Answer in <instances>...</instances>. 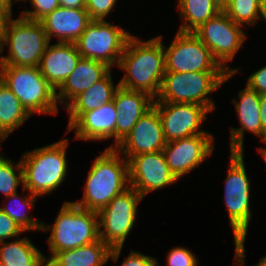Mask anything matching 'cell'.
I'll use <instances>...</instances> for the list:
<instances>
[{"label": "cell", "mask_w": 266, "mask_h": 266, "mask_svg": "<svg viewBox=\"0 0 266 266\" xmlns=\"http://www.w3.org/2000/svg\"><path fill=\"white\" fill-rule=\"evenodd\" d=\"M6 16L7 15L0 9V25H3Z\"/></svg>", "instance_id": "b9f144b4"}, {"label": "cell", "mask_w": 266, "mask_h": 266, "mask_svg": "<svg viewBox=\"0 0 266 266\" xmlns=\"http://www.w3.org/2000/svg\"><path fill=\"white\" fill-rule=\"evenodd\" d=\"M154 98L146 92L128 90L118 87L113 96V102L118 111L115 127L116 147L127 136L137 121L153 107Z\"/></svg>", "instance_id": "e0dca14e"}, {"label": "cell", "mask_w": 266, "mask_h": 266, "mask_svg": "<svg viewBox=\"0 0 266 266\" xmlns=\"http://www.w3.org/2000/svg\"><path fill=\"white\" fill-rule=\"evenodd\" d=\"M123 247L110 248L101 239L75 249L56 252L47 266H104L109 259L117 262Z\"/></svg>", "instance_id": "603a6c76"}, {"label": "cell", "mask_w": 266, "mask_h": 266, "mask_svg": "<svg viewBox=\"0 0 266 266\" xmlns=\"http://www.w3.org/2000/svg\"><path fill=\"white\" fill-rule=\"evenodd\" d=\"M33 11L23 10L20 14L22 17L40 21L45 16L53 12L55 9L60 7L59 0H29Z\"/></svg>", "instance_id": "4dcf8cb0"}, {"label": "cell", "mask_w": 266, "mask_h": 266, "mask_svg": "<svg viewBox=\"0 0 266 266\" xmlns=\"http://www.w3.org/2000/svg\"><path fill=\"white\" fill-rule=\"evenodd\" d=\"M45 258L27 236L0 242V266H47Z\"/></svg>", "instance_id": "d4e9b609"}, {"label": "cell", "mask_w": 266, "mask_h": 266, "mask_svg": "<svg viewBox=\"0 0 266 266\" xmlns=\"http://www.w3.org/2000/svg\"><path fill=\"white\" fill-rule=\"evenodd\" d=\"M51 232L47 238L50 255L75 249L98 241V215L95 211L83 209L73 202L65 201L53 224L42 223V230Z\"/></svg>", "instance_id": "8992f818"}, {"label": "cell", "mask_w": 266, "mask_h": 266, "mask_svg": "<svg viewBox=\"0 0 266 266\" xmlns=\"http://www.w3.org/2000/svg\"><path fill=\"white\" fill-rule=\"evenodd\" d=\"M0 79L33 114H57L56 90L41 74L39 67L0 65Z\"/></svg>", "instance_id": "ba28073f"}, {"label": "cell", "mask_w": 266, "mask_h": 266, "mask_svg": "<svg viewBox=\"0 0 266 266\" xmlns=\"http://www.w3.org/2000/svg\"><path fill=\"white\" fill-rule=\"evenodd\" d=\"M222 5L227 1V0H218Z\"/></svg>", "instance_id": "7dc6e473"}, {"label": "cell", "mask_w": 266, "mask_h": 266, "mask_svg": "<svg viewBox=\"0 0 266 266\" xmlns=\"http://www.w3.org/2000/svg\"><path fill=\"white\" fill-rule=\"evenodd\" d=\"M257 150L260 152V154L263 156L265 162H266V148L259 147Z\"/></svg>", "instance_id": "60d3db41"}, {"label": "cell", "mask_w": 266, "mask_h": 266, "mask_svg": "<svg viewBox=\"0 0 266 266\" xmlns=\"http://www.w3.org/2000/svg\"><path fill=\"white\" fill-rule=\"evenodd\" d=\"M80 58L75 43H49L41 57L39 69L49 84L57 90L75 69Z\"/></svg>", "instance_id": "44dd1931"}, {"label": "cell", "mask_w": 266, "mask_h": 266, "mask_svg": "<svg viewBox=\"0 0 266 266\" xmlns=\"http://www.w3.org/2000/svg\"><path fill=\"white\" fill-rule=\"evenodd\" d=\"M120 266H159L155 257L132 250Z\"/></svg>", "instance_id": "e575fe53"}, {"label": "cell", "mask_w": 266, "mask_h": 266, "mask_svg": "<svg viewBox=\"0 0 266 266\" xmlns=\"http://www.w3.org/2000/svg\"><path fill=\"white\" fill-rule=\"evenodd\" d=\"M2 27L3 25H0V54H2V45H1V39H2Z\"/></svg>", "instance_id": "ee69618b"}, {"label": "cell", "mask_w": 266, "mask_h": 266, "mask_svg": "<svg viewBox=\"0 0 266 266\" xmlns=\"http://www.w3.org/2000/svg\"><path fill=\"white\" fill-rule=\"evenodd\" d=\"M117 0H85V9L91 20H105Z\"/></svg>", "instance_id": "d6a6232c"}, {"label": "cell", "mask_w": 266, "mask_h": 266, "mask_svg": "<svg viewBox=\"0 0 266 266\" xmlns=\"http://www.w3.org/2000/svg\"><path fill=\"white\" fill-rule=\"evenodd\" d=\"M112 69L99 81L95 82L86 91L76 96L64 109L69 114L67 129L84 113L101 107L113 100L114 93L119 87L112 80Z\"/></svg>", "instance_id": "cb8c5ba5"}, {"label": "cell", "mask_w": 266, "mask_h": 266, "mask_svg": "<svg viewBox=\"0 0 266 266\" xmlns=\"http://www.w3.org/2000/svg\"><path fill=\"white\" fill-rule=\"evenodd\" d=\"M213 134H200L166 142L163 153L166 163L179 180L199 167L215 149Z\"/></svg>", "instance_id": "9a60e30c"}, {"label": "cell", "mask_w": 266, "mask_h": 266, "mask_svg": "<svg viewBox=\"0 0 266 266\" xmlns=\"http://www.w3.org/2000/svg\"><path fill=\"white\" fill-rule=\"evenodd\" d=\"M179 16L183 23L178 31L194 32L203 23L223 10L218 0H177Z\"/></svg>", "instance_id": "4316f807"}, {"label": "cell", "mask_w": 266, "mask_h": 266, "mask_svg": "<svg viewBox=\"0 0 266 266\" xmlns=\"http://www.w3.org/2000/svg\"><path fill=\"white\" fill-rule=\"evenodd\" d=\"M110 70L103 62L81 57L72 73L56 90L57 103H61L64 109L76 96L101 80Z\"/></svg>", "instance_id": "7402d4cb"}, {"label": "cell", "mask_w": 266, "mask_h": 266, "mask_svg": "<svg viewBox=\"0 0 266 266\" xmlns=\"http://www.w3.org/2000/svg\"><path fill=\"white\" fill-rule=\"evenodd\" d=\"M236 74L227 71H199L177 73L165 71L154 102L192 103L216 109L211 92Z\"/></svg>", "instance_id": "5b68a950"}, {"label": "cell", "mask_w": 266, "mask_h": 266, "mask_svg": "<svg viewBox=\"0 0 266 266\" xmlns=\"http://www.w3.org/2000/svg\"><path fill=\"white\" fill-rule=\"evenodd\" d=\"M68 145V139H63L23 153L20 159L23 169V190L40 198L60 187L68 173Z\"/></svg>", "instance_id": "277c9868"}, {"label": "cell", "mask_w": 266, "mask_h": 266, "mask_svg": "<svg viewBox=\"0 0 266 266\" xmlns=\"http://www.w3.org/2000/svg\"><path fill=\"white\" fill-rule=\"evenodd\" d=\"M166 145L159 113L153 106L133 126L131 132L114 147L128 159L142 153L160 152Z\"/></svg>", "instance_id": "2e32d148"}, {"label": "cell", "mask_w": 266, "mask_h": 266, "mask_svg": "<svg viewBox=\"0 0 266 266\" xmlns=\"http://www.w3.org/2000/svg\"><path fill=\"white\" fill-rule=\"evenodd\" d=\"M23 232L22 228L0 208V242L10 238L14 240V237L17 238Z\"/></svg>", "instance_id": "836d02e7"}, {"label": "cell", "mask_w": 266, "mask_h": 266, "mask_svg": "<svg viewBox=\"0 0 266 266\" xmlns=\"http://www.w3.org/2000/svg\"><path fill=\"white\" fill-rule=\"evenodd\" d=\"M244 152H231L229 170L224 181V203L228 211L229 223L234 235L235 266L245 265V240L252 218L250 207L251 180L244 163Z\"/></svg>", "instance_id": "3957f363"}, {"label": "cell", "mask_w": 266, "mask_h": 266, "mask_svg": "<svg viewBox=\"0 0 266 266\" xmlns=\"http://www.w3.org/2000/svg\"><path fill=\"white\" fill-rule=\"evenodd\" d=\"M14 0H0V9L7 15H12V5Z\"/></svg>", "instance_id": "f35d334b"}, {"label": "cell", "mask_w": 266, "mask_h": 266, "mask_svg": "<svg viewBox=\"0 0 266 266\" xmlns=\"http://www.w3.org/2000/svg\"><path fill=\"white\" fill-rule=\"evenodd\" d=\"M18 1H22V2H27L28 0H14V3L18 2Z\"/></svg>", "instance_id": "bcb514c9"}, {"label": "cell", "mask_w": 266, "mask_h": 266, "mask_svg": "<svg viewBox=\"0 0 266 266\" xmlns=\"http://www.w3.org/2000/svg\"><path fill=\"white\" fill-rule=\"evenodd\" d=\"M130 32L105 20H92L75 45L82 58L94 59L110 68L117 67Z\"/></svg>", "instance_id": "9c48e42d"}, {"label": "cell", "mask_w": 266, "mask_h": 266, "mask_svg": "<svg viewBox=\"0 0 266 266\" xmlns=\"http://www.w3.org/2000/svg\"><path fill=\"white\" fill-rule=\"evenodd\" d=\"M239 101L233 98L240 128H230V152H243L245 130L262 138L263 131L260 119V94L245 85L238 95Z\"/></svg>", "instance_id": "ac0fdd59"}, {"label": "cell", "mask_w": 266, "mask_h": 266, "mask_svg": "<svg viewBox=\"0 0 266 266\" xmlns=\"http://www.w3.org/2000/svg\"><path fill=\"white\" fill-rule=\"evenodd\" d=\"M255 266H266V255L263 256V257L260 259L259 263H258L257 265H255Z\"/></svg>", "instance_id": "7bdbcfd3"}, {"label": "cell", "mask_w": 266, "mask_h": 266, "mask_svg": "<svg viewBox=\"0 0 266 266\" xmlns=\"http://www.w3.org/2000/svg\"><path fill=\"white\" fill-rule=\"evenodd\" d=\"M142 199L134 188L129 187L97 212L99 238L110 248L123 247L134 227L137 207Z\"/></svg>", "instance_id": "30bf717a"}, {"label": "cell", "mask_w": 266, "mask_h": 266, "mask_svg": "<svg viewBox=\"0 0 266 266\" xmlns=\"http://www.w3.org/2000/svg\"><path fill=\"white\" fill-rule=\"evenodd\" d=\"M260 119L264 132L266 130V94L260 95Z\"/></svg>", "instance_id": "8d00e7d4"}, {"label": "cell", "mask_w": 266, "mask_h": 266, "mask_svg": "<svg viewBox=\"0 0 266 266\" xmlns=\"http://www.w3.org/2000/svg\"><path fill=\"white\" fill-rule=\"evenodd\" d=\"M30 117L20 100L0 79V141L6 140Z\"/></svg>", "instance_id": "484cf974"}, {"label": "cell", "mask_w": 266, "mask_h": 266, "mask_svg": "<svg viewBox=\"0 0 266 266\" xmlns=\"http://www.w3.org/2000/svg\"><path fill=\"white\" fill-rule=\"evenodd\" d=\"M23 185V169L21 160L13 163L0 153V194L8 197L18 193L17 188Z\"/></svg>", "instance_id": "f546056e"}, {"label": "cell", "mask_w": 266, "mask_h": 266, "mask_svg": "<svg viewBox=\"0 0 266 266\" xmlns=\"http://www.w3.org/2000/svg\"><path fill=\"white\" fill-rule=\"evenodd\" d=\"M263 19L266 22V0H260L258 20Z\"/></svg>", "instance_id": "ab89813d"}, {"label": "cell", "mask_w": 266, "mask_h": 266, "mask_svg": "<svg viewBox=\"0 0 266 266\" xmlns=\"http://www.w3.org/2000/svg\"><path fill=\"white\" fill-rule=\"evenodd\" d=\"M192 250L184 247H173L167 255V266H197L198 258Z\"/></svg>", "instance_id": "1f68e13d"}, {"label": "cell", "mask_w": 266, "mask_h": 266, "mask_svg": "<svg viewBox=\"0 0 266 266\" xmlns=\"http://www.w3.org/2000/svg\"><path fill=\"white\" fill-rule=\"evenodd\" d=\"M260 0H227L223 11L236 24L254 26L258 22Z\"/></svg>", "instance_id": "f1b7e54d"}, {"label": "cell", "mask_w": 266, "mask_h": 266, "mask_svg": "<svg viewBox=\"0 0 266 266\" xmlns=\"http://www.w3.org/2000/svg\"><path fill=\"white\" fill-rule=\"evenodd\" d=\"M129 187L127 159L115 148L108 147L93 160L84 185L83 198L73 203L98 212Z\"/></svg>", "instance_id": "7a4b0ae2"}, {"label": "cell", "mask_w": 266, "mask_h": 266, "mask_svg": "<svg viewBox=\"0 0 266 266\" xmlns=\"http://www.w3.org/2000/svg\"><path fill=\"white\" fill-rule=\"evenodd\" d=\"M127 161L129 185L143 198L178 181L169 169L163 151L138 154Z\"/></svg>", "instance_id": "5bb4252c"}, {"label": "cell", "mask_w": 266, "mask_h": 266, "mask_svg": "<svg viewBox=\"0 0 266 266\" xmlns=\"http://www.w3.org/2000/svg\"><path fill=\"white\" fill-rule=\"evenodd\" d=\"M61 7L85 8V0H59Z\"/></svg>", "instance_id": "74e56055"}, {"label": "cell", "mask_w": 266, "mask_h": 266, "mask_svg": "<svg viewBox=\"0 0 266 266\" xmlns=\"http://www.w3.org/2000/svg\"><path fill=\"white\" fill-rule=\"evenodd\" d=\"M261 140H262V141L265 143V145H266V130L264 131Z\"/></svg>", "instance_id": "f6af8a7d"}, {"label": "cell", "mask_w": 266, "mask_h": 266, "mask_svg": "<svg viewBox=\"0 0 266 266\" xmlns=\"http://www.w3.org/2000/svg\"><path fill=\"white\" fill-rule=\"evenodd\" d=\"M92 20L85 8L59 7L40 20L49 40L75 43Z\"/></svg>", "instance_id": "d6986e66"}, {"label": "cell", "mask_w": 266, "mask_h": 266, "mask_svg": "<svg viewBox=\"0 0 266 266\" xmlns=\"http://www.w3.org/2000/svg\"><path fill=\"white\" fill-rule=\"evenodd\" d=\"M162 124L166 142L200 134H212L201 129L207 114V107L192 103L154 102Z\"/></svg>", "instance_id": "4fadbf2b"}, {"label": "cell", "mask_w": 266, "mask_h": 266, "mask_svg": "<svg viewBox=\"0 0 266 266\" xmlns=\"http://www.w3.org/2000/svg\"><path fill=\"white\" fill-rule=\"evenodd\" d=\"M5 202L9 199L10 203L2 205L1 210L6 213L12 220H14L24 232L32 230H42V221H38L33 217H29L30 209H33L37 196L32 195L30 192L28 195H20L18 193L5 197ZM26 208L29 209L26 212L23 211ZM28 212V214H27Z\"/></svg>", "instance_id": "83f0119b"}, {"label": "cell", "mask_w": 266, "mask_h": 266, "mask_svg": "<svg viewBox=\"0 0 266 266\" xmlns=\"http://www.w3.org/2000/svg\"><path fill=\"white\" fill-rule=\"evenodd\" d=\"M50 40L40 21L26 19L20 15L12 19L6 16L2 27V52L5 45L9 55L0 57V65L39 67L41 57Z\"/></svg>", "instance_id": "52a82bcc"}, {"label": "cell", "mask_w": 266, "mask_h": 266, "mask_svg": "<svg viewBox=\"0 0 266 266\" xmlns=\"http://www.w3.org/2000/svg\"><path fill=\"white\" fill-rule=\"evenodd\" d=\"M162 38L160 35L143 41L132 35L128 39L117 66L125 71L118 82L120 87L143 91L156 98L165 74Z\"/></svg>", "instance_id": "6da1fadb"}, {"label": "cell", "mask_w": 266, "mask_h": 266, "mask_svg": "<svg viewBox=\"0 0 266 266\" xmlns=\"http://www.w3.org/2000/svg\"><path fill=\"white\" fill-rule=\"evenodd\" d=\"M246 85L257 91L260 95L266 94V66L251 73L247 79Z\"/></svg>", "instance_id": "d590c367"}, {"label": "cell", "mask_w": 266, "mask_h": 266, "mask_svg": "<svg viewBox=\"0 0 266 266\" xmlns=\"http://www.w3.org/2000/svg\"><path fill=\"white\" fill-rule=\"evenodd\" d=\"M242 26L232 21L222 10L212 17L193 33L208 47L214 59L227 72L239 71V68H230L226 65L233 61L247 39Z\"/></svg>", "instance_id": "8fae6325"}, {"label": "cell", "mask_w": 266, "mask_h": 266, "mask_svg": "<svg viewBox=\"0 0 266 266\" xmlns=\"http://www.w3.org/2000/svg\"><path fill=\"white\" fill-rule=\"evenodd\" d=\"M118 111L113 100L101 107L84 112L67 130L75 129V139L84 141L115 140V127Z\"/></svg>", "instance_id": "ffe728a7"}, {"label": "cell", "mask_w": 266, "mask_h": 266, "mask_svg": "<svg viewBox=\"0 0 266 266\" xmlns=\"http://www.w3.org/2000/svg\"><path fill=\"white\" fill-rule=\"evenodd\" d=\"M165 71L185 73L225 71L208 47L193 33L177 31L172 43L164 47Z\"/></svg>", "instance_id": "7c38bea8"}]
</instances>
